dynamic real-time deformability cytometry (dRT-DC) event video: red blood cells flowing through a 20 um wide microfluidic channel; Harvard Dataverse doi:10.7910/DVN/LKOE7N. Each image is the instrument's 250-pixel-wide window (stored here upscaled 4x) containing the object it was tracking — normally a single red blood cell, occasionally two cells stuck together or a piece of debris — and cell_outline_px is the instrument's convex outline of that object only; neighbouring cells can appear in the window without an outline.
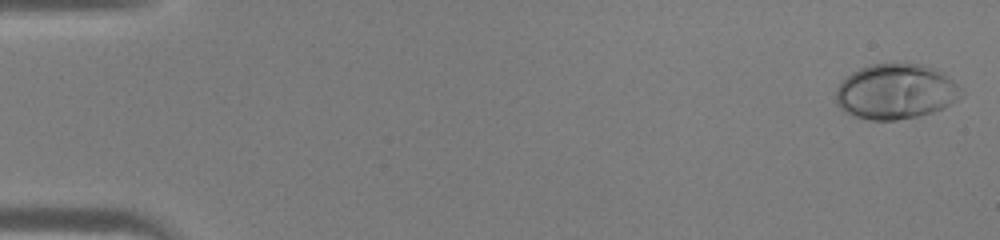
{"species": "human", "species_latin": "Homo sapiens", "temperature_condition": "warm", "stored_images_in_passage": 45, "camera_frame_rate_fps": 3000, "um_per_image_px": 0.085, "donor": {"sex": "male"}, "frame": {"image": 1, "passage_image": 1, "time_ms": 0.0, "image_size_px": [1000, 240], "cell_outline_px": [[964, 92], [956, 100], [944, 108], [920, 116], [896, 120], [868, 120], [852, 116], [844, 112], [836, 104], [836, 88], [852, 72], [860, 68], [872, 64], [896, 60], [904, 60], [920, 64], [932, 68], [940, 72], [952, 80]], "centroid_in_image_um": [76.11, 7.76], "position_along_channel_um": 8.9, "area_um2": 40.98}}
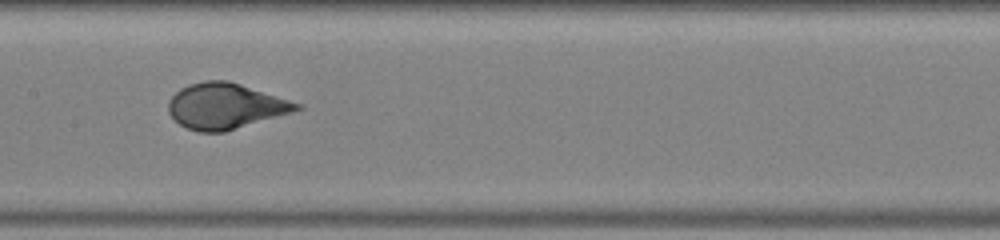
{"frame": {"image": 2, "passage_image": 23, "time_ms": 7.333, "image_size_px": [1000, 240], "cell_outline_px": [[304, 108], [292, 112], [224, 132], [200, 132], [188, 128], [180, 124], [168, 112], [168, 100], [180, 88], [188, 84], [204, 80], [228, 80], [304, 104]], "centroid_in_image_um": [19.17, 9.0], "position_along_channel_um": 188.2, "area_um2": 34.16}}
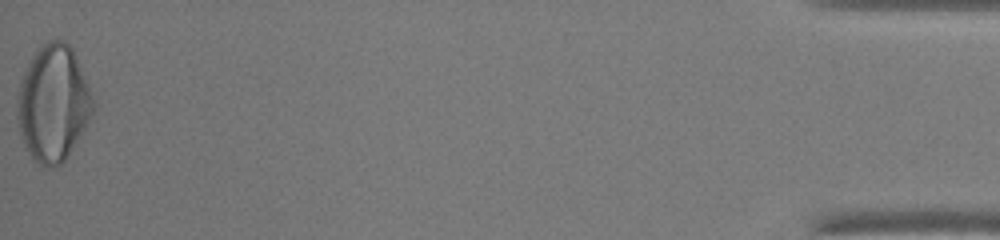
{"frame": {"image": 3, "passage_image": 45, "time_ms": 14.667, "image_size_px": [1000, 240], "cell_outline_px": [[96, 108], [84, 128], [64, 160], [60, 164], [48, 168], [40, 164], [28, 152], [20, 136], [16, 116], [16, 100], [20, 80], [32, 56], [40, 44], [48, 40], [64, 40], [72, 48], [76, 56], [96, 104]], "centroid_in_image_um": [4.5, 8.75], "position_along_channel_um": 430.7, "area_um2": 51.33}}